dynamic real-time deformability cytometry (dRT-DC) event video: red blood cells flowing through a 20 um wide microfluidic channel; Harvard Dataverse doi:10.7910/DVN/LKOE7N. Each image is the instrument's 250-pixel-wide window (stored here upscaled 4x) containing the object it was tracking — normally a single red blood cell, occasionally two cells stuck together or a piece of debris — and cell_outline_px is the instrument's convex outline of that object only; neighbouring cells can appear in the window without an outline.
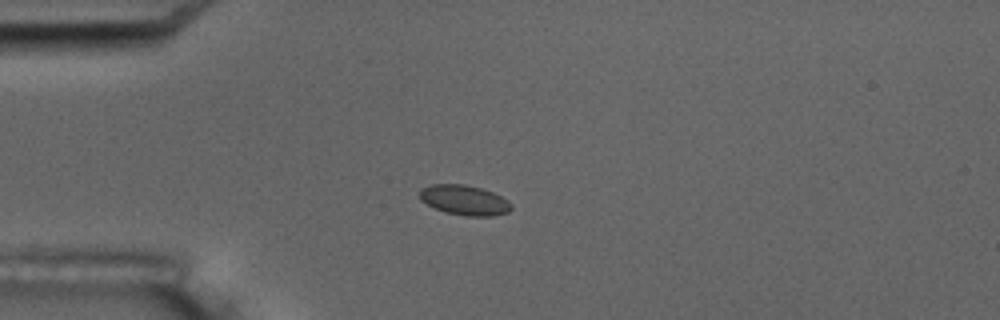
{"species": "common noctule bat (a hibernating species)", "species_latin": "Nyctalus noctula", "temperature_condition": "room temperature", "stored_images_in_passage": 15, "camera_frame_rate_fps": 3000, "um_per_image_px": 0.085, "animal": {"sex": "male", "body_mass_g": 17.5, "forearm_length_mm": 52.3}, "frame": {"image": 1, "passage_image": 3, "time_ms": 2.0, "image_size_px": [1000, 320], "cell_outline_px": [[512, 208], [508, 212], [492, 216], [468, 216], [444, 212], [420, 200], [420, 188], [428, 184], [464, 184], [480, 188], [492, 192], [508, 200], [512, 204]], "centroid_in_image_um": [39.47, 17.0], "position_along_channel_um": 45.5, "area_um2": 16.01}}
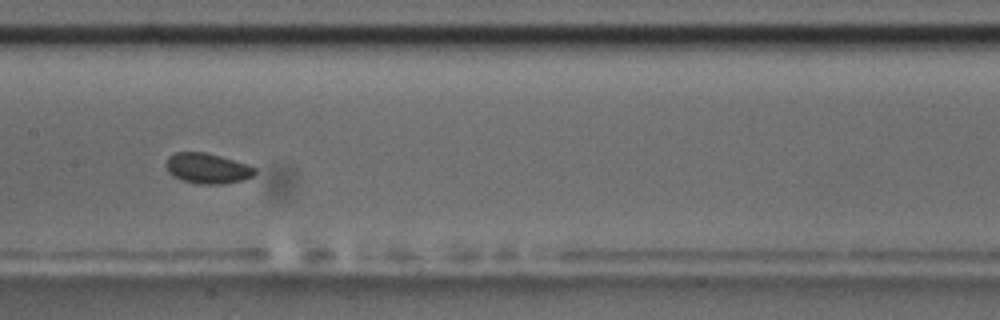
{"frame": {"image": 2, "passage_image": 7, "time_ms": 6.667, "image_size_px": [1000, 320], "cell_outline_px": [[256, 172], [252, 176], [244, 180], [220, 184], [200, 184], [180, 180], [172, 176], [168, 172], [164, 164], [168, 156], [176, 152], [204, 152], [220, 156], [248, 164], [256, 168]], "centroid_in_image_um": [17.6, 14.31], "position_along_channel_um": 189.8, "area_um2": 15.9}, "authors_computed_cell_mechanics": {"area_um2": 15.895, "velocity_mm_per_s": 3.4927, "shape_relaxation_time_tau1_ms": 0.6047, "shape_relaxation_time_tau2_ms": null, "deformation_change_tau1": 0.0219, "deformation_change_tau2": null}}